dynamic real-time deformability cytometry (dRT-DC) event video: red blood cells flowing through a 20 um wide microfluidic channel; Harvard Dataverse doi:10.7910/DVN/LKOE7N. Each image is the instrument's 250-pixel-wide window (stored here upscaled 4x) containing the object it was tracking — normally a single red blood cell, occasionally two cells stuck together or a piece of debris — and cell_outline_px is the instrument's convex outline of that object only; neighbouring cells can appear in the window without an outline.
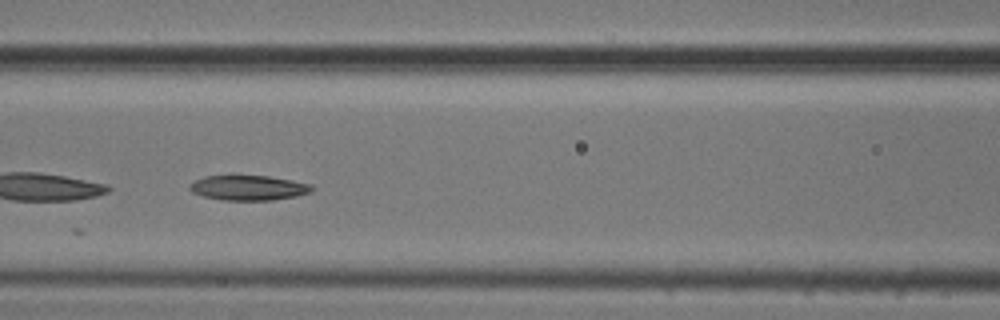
{"species": "common noctule bat (a hibernating species)", "species_latin": "Nyctalus noctula", "temperature_condition": "cold", "stored_images_in_passage": 10, "camera_frame_rate_fps": 3000, "um_per_image_px": 0.085, "animal": {"sex": "male", "body_mass_g": 20.5, "forearm_length_mm": 52.5}, "frame": {"image": 1, "passage_image": 8, "time_ms": 2.333, "image_size_px": [1000, 320], "cell_outline_px": [[316, 188], [312, 192], [296, 196], [272, 200], [220, 200], [204, 196], [192, 192], [188, 188], [188, 184], [204, 176], [232, 172], [268, 176], [312, 184]], "centroid_in_image_um": [21.08, 15.91], "position_along_channel_um": 145.5, "area_um2": 18.73}}